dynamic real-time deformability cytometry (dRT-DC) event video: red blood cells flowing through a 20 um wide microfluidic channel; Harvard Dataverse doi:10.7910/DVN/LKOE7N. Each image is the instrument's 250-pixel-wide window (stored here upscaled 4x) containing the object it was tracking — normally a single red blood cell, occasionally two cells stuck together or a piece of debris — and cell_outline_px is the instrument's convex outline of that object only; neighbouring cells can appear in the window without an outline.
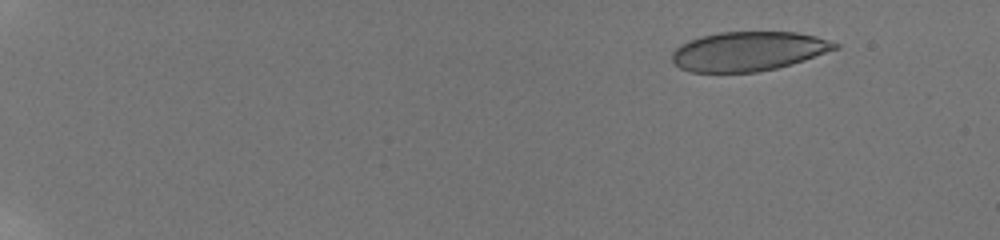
{"species": "human", "species_latin": "Homo sapiens", "temperature_condition": "room temperature", "stored_images_in_passage": 8, "camera_frame_rate_fps": 3000, "um_per_image_px": 0.085, "donor": {"sex": "male"}, "frame": {"image": 1, "passage_image": 1, "time_ms": 0.0, "image_size_px": [1000, 240], "cell_outline_px": [[840, 48], [804, 60], [776, 68], [756, 72], [688, 72], [680, 68], [672, 60], [672, 52], [680, 44], [688, 40], [700, 36], [720, 32], [796, 32], [816, 36], [840, 44]], "centroid_in_image_um": [63.6, 4.35], "position_along_channel_um": 21.4, "area_um2": 37.4}}
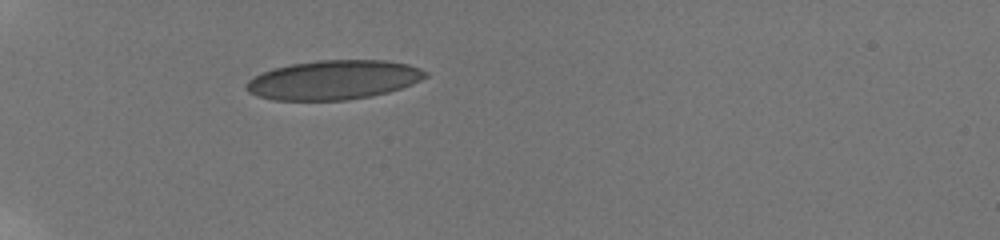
{"frame": {"image": 2, "passage_image": 5, "time_ms": 4.667, "image_size_px": [1000, 240], "cell_outline_px": [[428, 76], [412, 84], [388, 92], [372, 96], [348, 100], [272, 100], [256, 96], [248, 92], [244, 88], [244, 84], [248, 80], [272, 68], [292, 64], [320, 60], [384, 60], [408, 64], [420, 68], [428, 72]], "centroid_in_image_um": [28.34, 6.8], "position_along_channel_um": 56.7, "area_um2": 41.1}}
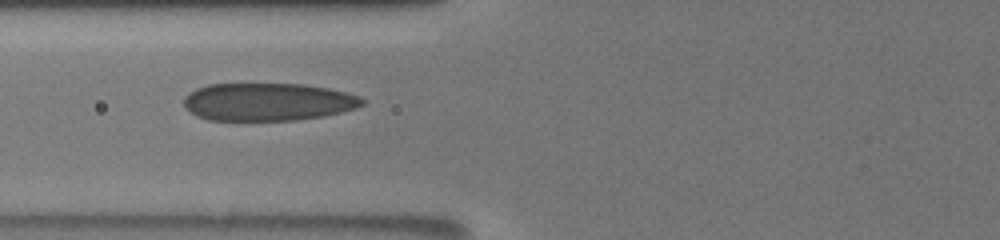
{"frame": {"image": 3, "passage_image": 7, "time_ms": 6.667, "image_size_px": [1000, 240], "cell_outline_px": [[364, 104], [340, 112], [324, 116], [296, 120], [208, 120], [196, 116], [188, 112], [184, 108], [184, 96], [188, 92], [196, 88], [208, 84], [300, 84], [328, 88], [360, 96], [364, 100]], "centroid_in_image_um": [22.69, 8.66], "position_along_channel_um": 103.1, "area_um2": 39.36}}